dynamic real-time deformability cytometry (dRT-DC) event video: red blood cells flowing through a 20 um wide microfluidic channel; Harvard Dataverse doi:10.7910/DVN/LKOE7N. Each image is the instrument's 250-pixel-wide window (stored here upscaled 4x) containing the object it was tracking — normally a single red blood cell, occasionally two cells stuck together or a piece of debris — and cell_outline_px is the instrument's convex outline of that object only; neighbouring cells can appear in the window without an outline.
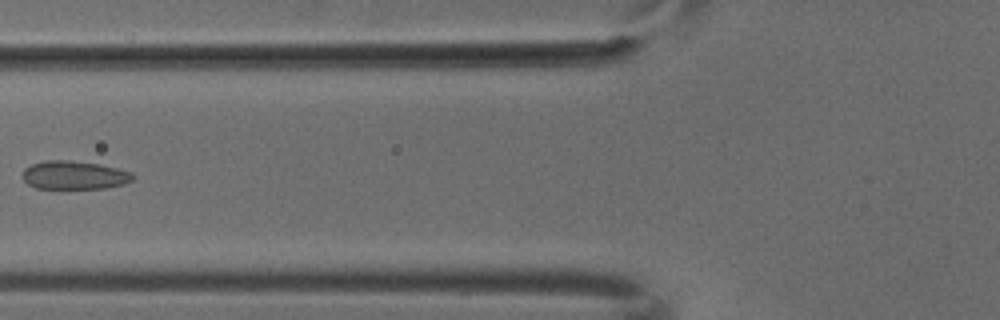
{"species": "common noctule bat (a hibernating species)", "species_latin": "Nyctalus noctula", "temperature_condition": "cold", "stored_images_in_passage": 7, "camera_frame_rate_fps": 3000, "um_per_image_px": 0.085, "animal": {"sex": "male", "body_mass_g": 18.8}, "frame": {"image": 1, "passage_image": 5, "time_ms": 1.333, "image_size_px": [1000, 320], "cell_outline_px": [[136, 176], [132, 180], [124, 184], [104, 188], [36, 188], [28, 184], [20, 176], [24, 168], [32, 164], [48, 160], [68, 160], [100, 164], [132, 172]], "centroid_in_image_um": [6.3, 14.88], "position_along_channel_um": 119.5, "area_um2": 18.32}}
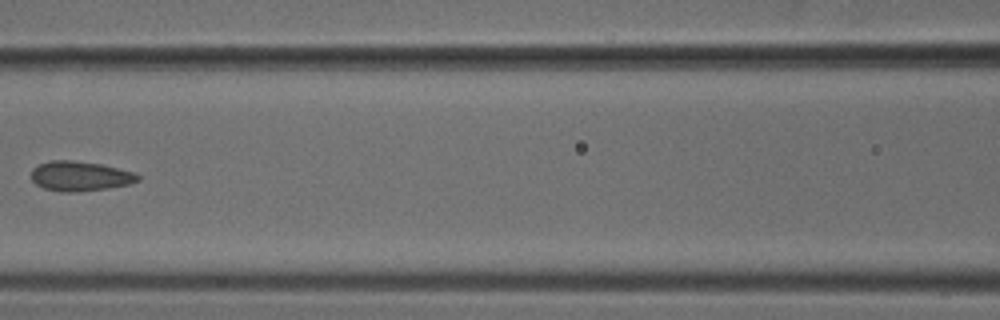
{"frame": {"image": 2, "passage_image": 6, "time_ms": 1.667, "image_size_px": [1000, 320], "cell_outline_px": [[140, 180], [128, 184], [108, 188], [72, 192], [60, 192], [44, 188], [36, 184], [32, 180], [32, 168], [40, 164], [52, 160], [72, 160], [100, 164], [136, 172], [140, 176]], "centroid_in_image_um": [6.82, 14.97], "position_along_channel_um": 159.8, "area_um2": 18.44}}
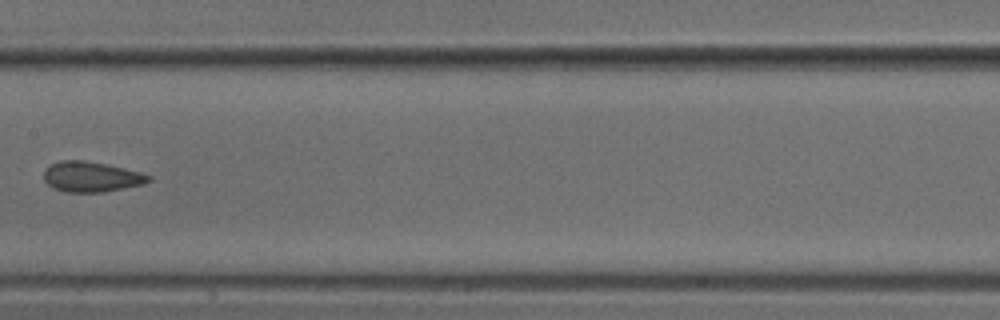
{"frame": {"image": 3, "passage_image": 7, "time_ms": 2.0, "image_size_px": [1000, 320], "cell_outline_px": [[152, 180], [144, 184], [104, 192], [64, 192], [52, 188], [44, 180], [44, 172], [48, 164], [60, 160], [84, 160], [124, 168], [140, 172], [152, 176]], "centroid_in_image_um": [7.74, 15.03], "position_along_channel_um": 199.7, "area_um2": 18.67}}